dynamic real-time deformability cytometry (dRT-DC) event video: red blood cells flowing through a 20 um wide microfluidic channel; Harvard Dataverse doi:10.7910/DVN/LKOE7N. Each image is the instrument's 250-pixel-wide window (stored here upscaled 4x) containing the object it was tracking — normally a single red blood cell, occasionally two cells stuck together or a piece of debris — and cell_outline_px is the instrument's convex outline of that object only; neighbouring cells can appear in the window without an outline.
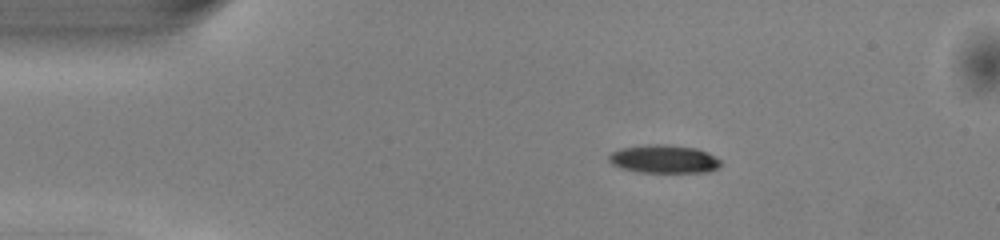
{"species": "common noctule bat (a hibernating species)", "species_latin": "Nyctalus noctula", "temperature_condition": "warm", "stored_images_in_passage": 42, "camera_frame_rate_fps": 3000, "um_per_image_px": 0.085, "animal": {"sex": "male", "body_mass_g": 13.0, "forearm_length_mm": 53.1}, "frame": {"image": 1, "passage_image": 1, "time_ms": 0.0, "image_size_px": [1000, 240], "cell_outline_px": [[720, 164], [716, 168], [708, 172], [640, 172], [620, 168], [612, 164], [608, 160], [608, 156], [612, 152], [620, 148], [648, 144], [660, 144], [696, 148], [708, 152], [720, 160]], "centroid_in_image_um": [56.4, 13.52], "position_along_channel_um": 28.6, "area_um2": 18.32}}
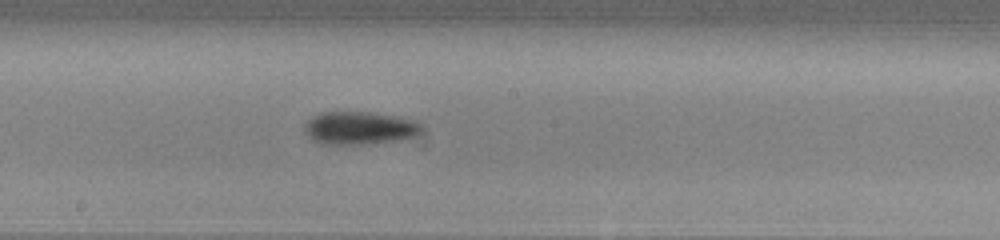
{"frame": {"image": 2, "passage_image": 19, "time_ms": 6.0, "image_size_px": [1000, 240], "cell_outline_px": [[424, 128], [412, 136], [400, 140], [360, 144], [320, 144], [312, 140], [304, 132], [304, 124], [312, 116], [320, 112], [368, 112], [396, 116], [420, 120], [424, 124]], "centroid_in_image_um": [30.56, 10.87], "position_along_channel_um": 217.6, "area_um2": 22.72}}
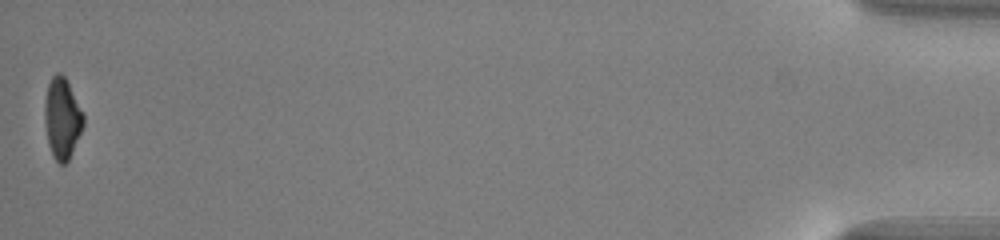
{"frame": {"image": 3, "passage_image": 42, "time_ms": 13.667, "image_size_px": [1000, 240], "cell_outline_px": [[84, 124], [68, 160], [64, 164], [60, 164], [52, 156], [48, 144], [44, 124], [44, 104], [48, 84], [52, 76], [56, 72], [60, 72], [64, 76], [84, 116]], "centroid_in_image_um": [5.25, 10.07], "position_along_channel_um": 430.0, "area_um2": 18.03}, "authors_computed_cell_mechanics": {"area_um2": 20.1433, "velocity_mm_per_s": 4.0968, "shape_relaxation_time_tau1_ms": 2.1036, "shape_relaxation_time_tau2_ms": null, "deformation_change_tau1": 0.1302, "deformation_change_tau2": null}}